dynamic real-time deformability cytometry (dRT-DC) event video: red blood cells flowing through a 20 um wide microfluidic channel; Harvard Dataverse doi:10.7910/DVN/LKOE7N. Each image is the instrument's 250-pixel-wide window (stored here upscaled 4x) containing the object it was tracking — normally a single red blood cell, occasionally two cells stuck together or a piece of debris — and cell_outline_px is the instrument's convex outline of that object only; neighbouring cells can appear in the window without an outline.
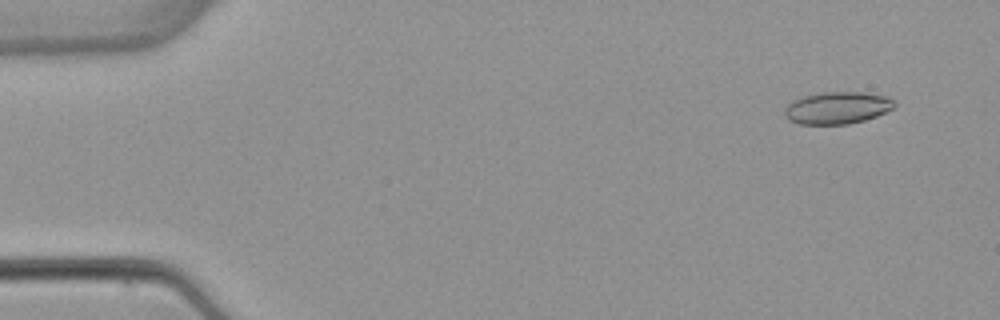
{"species": "common noctule bat (a hibernating species)", "species_latin": "Nyctalus noctula", "temperature_condition": "warm", "stored_images_in_passage": 5, "camera_frame_rate_fps": 3000, "um_per_image_px": 0.085, "animal": {"sex": "female", "body_mass_g": 22.7, "forearm_length_mm": 54.2}, "frame": {"image": 1, "passage_image": 1, "time_ms": 0.0, "image_size_px": [1000, 320], "cell_outline_px": [[896, 104], [892, 108], [876, 116], [864, 120], [848, 124], [800, 124], [788, 120], [784, 116], [784, 108], [792, 100], [804, 96], [820, 92], [864, 92], [888, 96], [896, 100]], "centroid_in_image_um": [71.16, 9.16], "position_along_channel_um": 13.8, "area_um2": 20.75}}
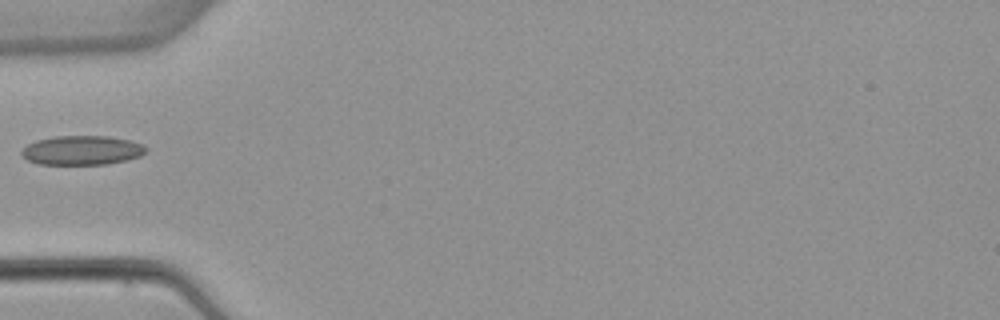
{"frame": {"image": 2, "passage_image": 5, "time_ms": 4.667, "image_size_px": [1000, 320], "cell_outline_px": [[148, 148], [140, 156], [128, 160], [104, 164], [40, 164], [28, 160], [20, 152], [28, 144], [36, 140], [56, 136], [108, 136], [128, 140], [144, 144]], "centroid_in_image_um": [6.99, 12.77], "position_along_channel_um": 78.0, "area_um2": 21.1}}